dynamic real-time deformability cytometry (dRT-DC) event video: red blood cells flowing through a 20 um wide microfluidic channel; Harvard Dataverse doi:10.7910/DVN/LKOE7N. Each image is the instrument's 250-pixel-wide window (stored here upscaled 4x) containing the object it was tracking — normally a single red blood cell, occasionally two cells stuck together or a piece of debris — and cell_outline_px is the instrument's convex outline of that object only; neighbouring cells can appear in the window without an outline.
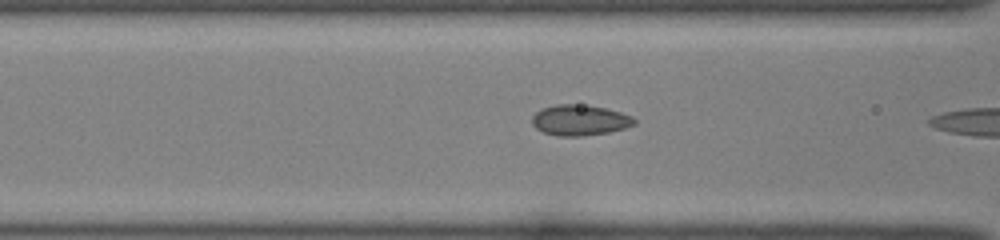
{"species": "common noctule bat (a hibernating species)", "species_latin": "Nyctalus noctula", "temperature_condition": "room temperature", "stored_images_in_passage": 5, "camera_frame_rate_fps": 3000, "um_per_image_px": 0.085, "animal": {"sex": "female", "body_mass_g": 22.0, "forearm_length_mm": 56.7}, "frame": {"image": 1, "passage_image": 3, "time_ms": 0.667, "image_size_px": [1000, 240], "cell_outline_px": [[636, 124], [624, 128], [608, 132], [580, 136], [556, 136], [544, 132], [536, 128], [532, 124], [532, 116], [540, 108], [556, 104], [580, 104], [604, 108], [620, 112], [632, 116], [636, 120]], "centroid_in_image_um": [49.26, 10.21], "position_along_channel_um": 117.3, "area_um2": 18.26}}